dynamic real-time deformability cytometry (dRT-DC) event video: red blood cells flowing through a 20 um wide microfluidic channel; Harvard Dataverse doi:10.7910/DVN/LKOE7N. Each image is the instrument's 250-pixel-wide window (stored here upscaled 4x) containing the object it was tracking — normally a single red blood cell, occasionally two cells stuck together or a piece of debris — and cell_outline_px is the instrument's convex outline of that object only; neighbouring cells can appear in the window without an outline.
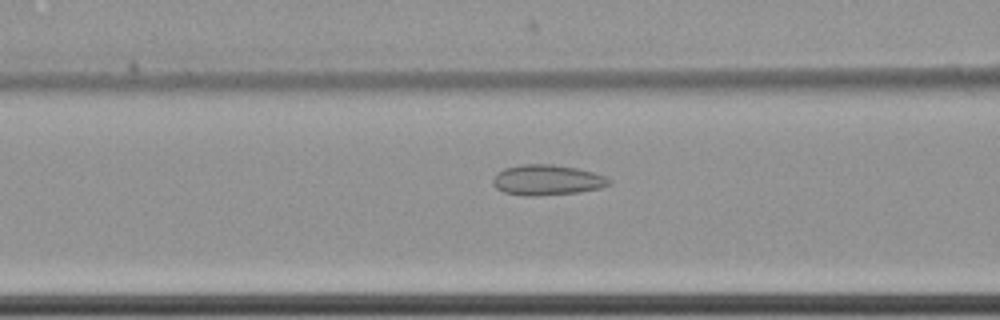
{"species": "common noctule bat (a hibernating species)", "species_latin": "Nyctalus noctula", "temperature_condition": "cold", "stored_images_in_passage": 61, "camera_frame_rate_fps": 3000, "um_per_image_px": 0.085, "animal": {"sex": "female", "body_mass_g": 22.7, "forearm_length_mm": 54.2}, "frame": {"image": 1, "passage_image": 26, "time_ms": 8.333, "image_size_px": [1000, 320], "cell_outline_px": [[612, 184], [600, 188], [576, 192], [536, 196], [524, 196], [504, 192], [496, 188], [492, 184], [492, 180], [496, 172], [504, 168], [520, 164], [552, 164], [576, 168], [592, 172], [604, 176], [612, 180]], "centroid_in_image_um": [46.46, 15.29], "position_along_channel_um": 120.1, "area_um2": 20.69}}
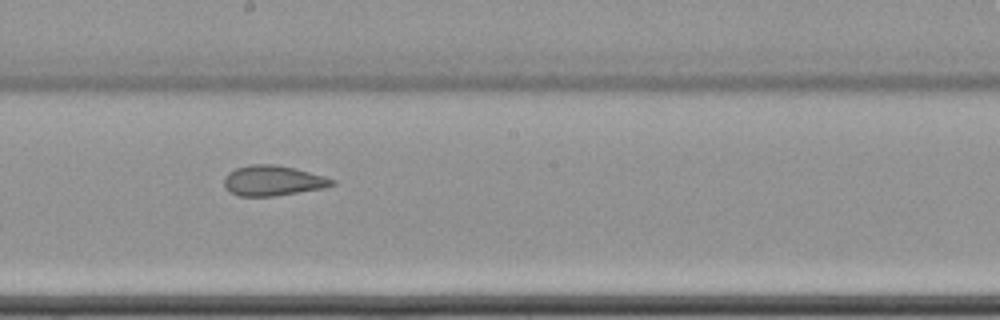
{"frame": {"image": 2, "passage_image": 35, "time_ms": 11.333, "image_size_px": [1000, 320], "cell_outline_px": [[336, 184], [324, 188], [276, 196], [240, 196], [228, 192], [224, 188], [224, 176], [228, 172], [236, 168], [248, 164], [276, 164], [296, 168], [324, 176], [336, 180]], "centroid_in_image_um": [23.18, 15.35], "position_along_channel_um": 225.0, "area_um2": 19.36}}
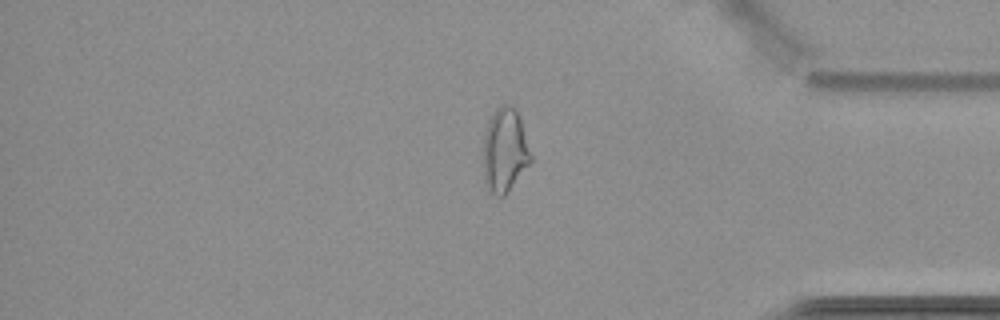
{"frame": {"image": 3, "passage_image": 51, "time_ms": 16.667, "image_size_px": [1000, 320], "cell_outline_px": [[532, 160], [504, 196], [496, 196], [492, 192], [484, 176], [484, 132], [488, 120], [492, 112], [496, 108], [504, 104], [508, 104], [516, 108], [532, 156]], "centroid_in_image_um": [42.91, 12.72], "position_along_channel_um": 392.3, "area_um2": 22.89}, "authors_computed_cell_mechanics": {"area_um2": 23.6402, "velocity_mm_per_s": 3.4986, "shape_relaxation_time_tau1_ms": 11.0417, "shape_relaxation_time_tau2_ms": 2.5593, "deformation_change_tau1": 0.1407, "deformation_change_tau2": 0.0878}}